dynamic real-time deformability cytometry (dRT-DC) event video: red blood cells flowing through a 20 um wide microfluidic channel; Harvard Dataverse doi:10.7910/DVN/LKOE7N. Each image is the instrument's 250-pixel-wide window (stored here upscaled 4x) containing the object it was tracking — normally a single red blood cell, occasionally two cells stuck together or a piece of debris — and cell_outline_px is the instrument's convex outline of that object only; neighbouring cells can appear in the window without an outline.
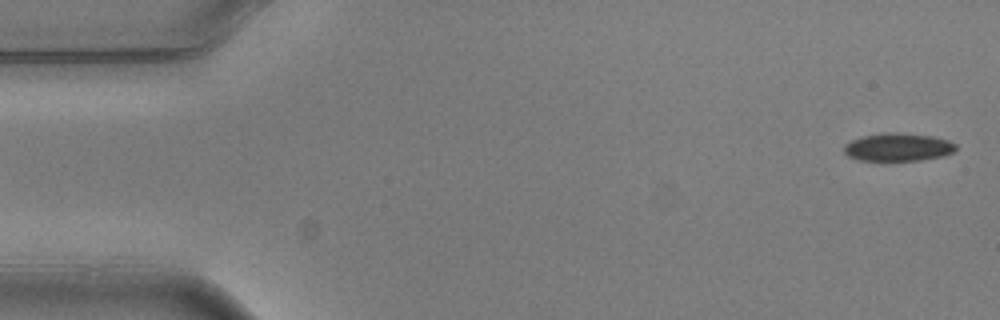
{"species": "common noctule bat (a hibernating species)", "species_latin": "Nyctalus noctula", "temperature_condition": "warm", "stored_images_in_passage": 3, "camera_frame_rate_fps": 3000, "um_per_image_px": 0.085, "animal": {"sex": "male", "body_mass_g": 20.5, "forearm_length_mm": 52.5}, "frame": {"image": 1, "passage_image": 1, "time_ms": 0.0, "image_size_px": [1000, 320], "cell_outline_px": [[956, 148], [952, 152], [940, 156], [920, 160], [860, 160], [848, 156], [844, 152], [844, 144], [860, 136], [884, 132], [892, 132], [936, 136], [948, 140], [956, 144]], "centroid_in_image_um": [76.31, 12.49], "position_along_channel_um": 8.7, "area_um2": 18.21}}